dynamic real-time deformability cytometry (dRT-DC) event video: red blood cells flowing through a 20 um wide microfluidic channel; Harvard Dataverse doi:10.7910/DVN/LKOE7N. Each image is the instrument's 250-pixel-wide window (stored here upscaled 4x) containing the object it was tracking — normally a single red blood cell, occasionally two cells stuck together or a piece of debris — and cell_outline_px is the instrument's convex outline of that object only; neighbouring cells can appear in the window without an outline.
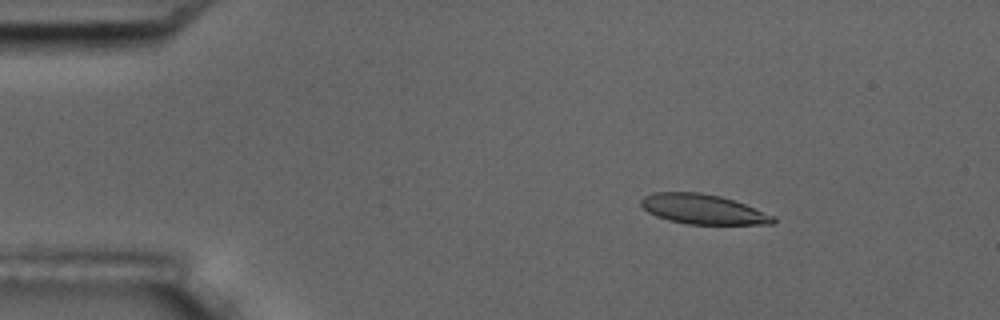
{"species": "common noctule bat (a hibernating species)", "species_latin": "Nyctalus noctula", "temperature_condition": "room temperature", "stored_images_in_passage": 6, "camera_frame_rate_fps": 3000, "um_per_image_px": 0.085, "animal": {"sex": "male", "body_mass_g": 17.5, "forearm_length_mm": 52.3}, "frame": {"image": 1, "passage_image": 3, "time_ms": 2.333, "image_size_px": [1000, 320], "cell_outline_px": [[776, 220], [772, 224], [688, 224], [668, 220], [656, 216], [648, 212], [640, 204], [640, 200], [644, 196], [652, 192], [700, 192], [720, 196], [744, 204], [776, 216]], "centroid_in_image_um": [59.73, 17.78], "position_along_channel_um": 25.3, "area_um2": 22.95}}
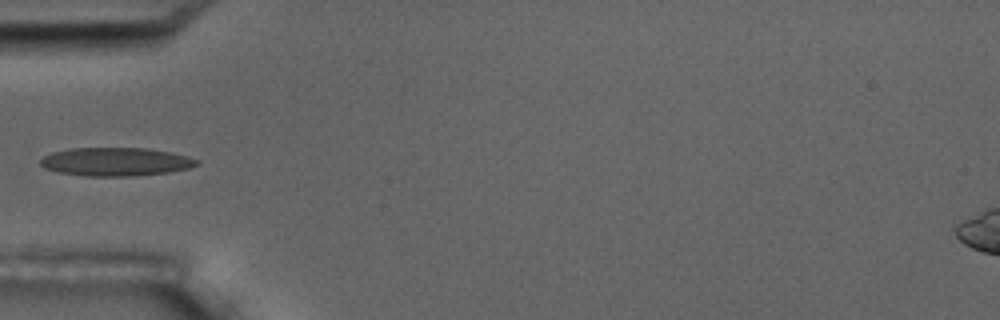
{"frame": {"image": 2, "passage_image": 5, "time_ms": 5.667, "image_size_px": [1000, 320], "cell_outline_px": [[200, 164], [188, 168], [168, 172], [136, 176], [84, 176], [60, 172], [44, 168], [40, 164], [40, 160], [44, 156], [52, 152], [68, 148], [148, 148], [172, 152], [200, 160]], "centroid_in_image_um": [9.85, 13.74], "position_along_channel_um": 75.2, "area_um2": 26.01}}